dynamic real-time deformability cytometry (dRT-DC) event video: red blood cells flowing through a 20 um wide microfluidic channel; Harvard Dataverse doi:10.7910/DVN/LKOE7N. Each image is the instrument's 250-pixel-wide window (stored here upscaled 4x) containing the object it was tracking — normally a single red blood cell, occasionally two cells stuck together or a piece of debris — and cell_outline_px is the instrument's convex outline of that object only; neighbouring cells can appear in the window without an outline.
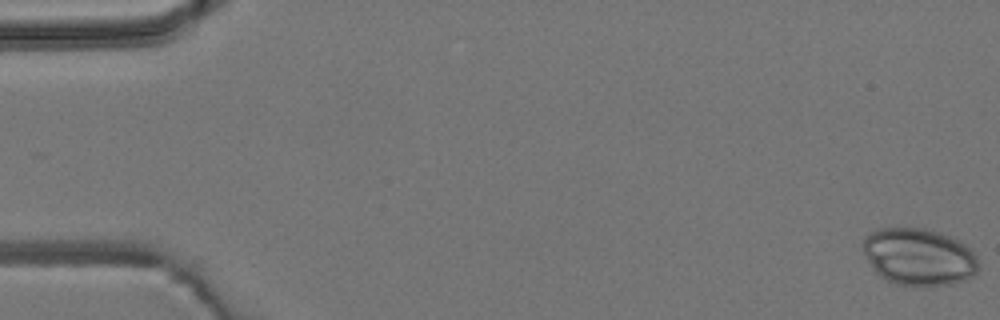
{"species": "common noctule bat (a hibernating species)", "species_latin": "Nyctalus noctula", "temperature_condition": "room temperature", "stored_images_in_passage": 5, "camera_frame_rate_fps": 3000, "um_per_image_px": 0.085, "animal": {"sex": "male", "body_mass_g": 19.2, "forearm_length_mm": 51.8}, "frame": {"image": 1, "passage_image": 1, "time_ms": 0.0, "image_size_px": [1000, 320], "cell_outline_px": [[976, 272], [972, 276], [964, 280], [948, 284], [896, 284], [880, 276], [876, 272], [868, 260], [860, 244], [864, 236], [880, 228], [924, 228], [940, 232], [960, 240], [972, 248], [976, 256]], "centroid_in_image_um": [78.09, 21.78], "position_along_channel_um": 6.9, "area_um2": 38.15}}